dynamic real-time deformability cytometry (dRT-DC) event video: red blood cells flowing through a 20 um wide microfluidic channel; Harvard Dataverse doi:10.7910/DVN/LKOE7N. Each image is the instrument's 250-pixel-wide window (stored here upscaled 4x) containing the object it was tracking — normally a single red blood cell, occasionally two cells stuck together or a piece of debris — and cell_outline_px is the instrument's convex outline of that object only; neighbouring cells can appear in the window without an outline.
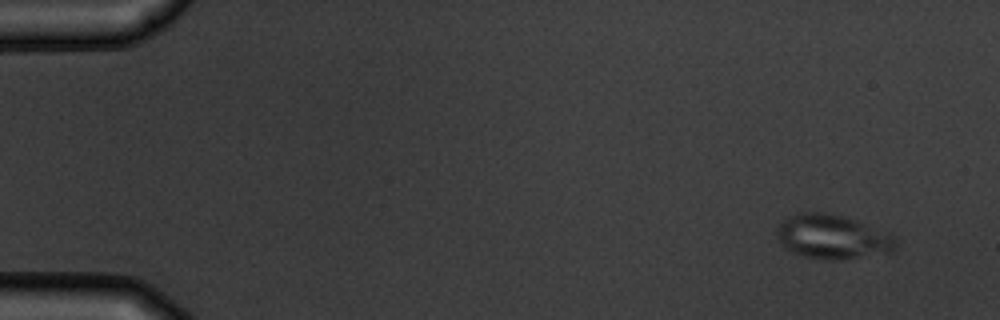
{"species": "common noctule bat (a hibernating species)", "species_latin": "Nyctalus noctula", "temperature_condition": "warm", "stored_images_in_passage": 6, "camera_frame_rate_fps": 3000, "um_per_image_px": 0.085, "animal": {"sex": "male", "body_mass_g": 19.5, "forearm_length_mm": 54.6}, "frame": {"image": 1, "passage_image": 1, "time_ms": 0.0, "image_size_px": [1000, 320], "cell_outline_px": [[896, 248], [892, 252], [844, 260], [824, 260], [804, 256], [792, 252], [776, 236], [776, 228], [784, 220], [792, 216], [804, 212], [820, 212], [844, 216], [892, 232], [896, 236]], "centroid_in_image_um": [70.85, 20.14], "position_along_channel_um": 14.1, "area_um2": 30.92}}